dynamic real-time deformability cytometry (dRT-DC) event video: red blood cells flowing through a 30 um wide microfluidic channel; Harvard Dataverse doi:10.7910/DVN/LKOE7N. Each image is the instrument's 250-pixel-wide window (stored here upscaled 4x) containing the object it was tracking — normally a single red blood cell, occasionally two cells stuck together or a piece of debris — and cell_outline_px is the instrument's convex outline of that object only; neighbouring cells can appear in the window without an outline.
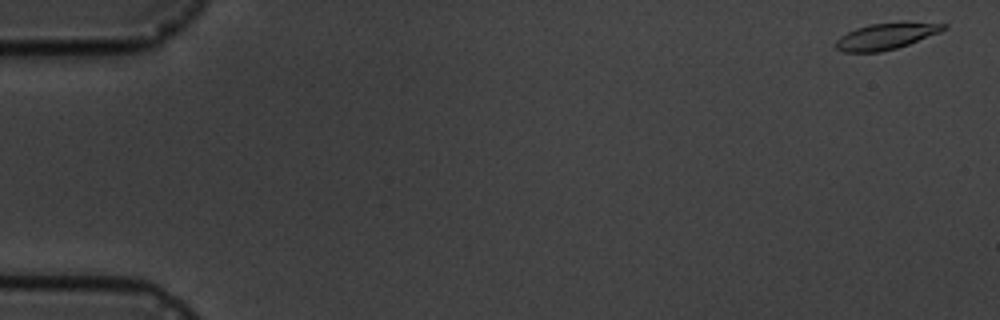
{"species": "common noctule bat (a hibernating species)", "species_latin": "Nyctalus noctula", "temperature_condition": "cold", "stored_images_in_passage": 5, "camera_frame_rate_fps": 3000, "um_per_image_px": 0.085, "animal": {"sex": "male", "body_mass_g": 19.5, "forearm_length_mm": 54.6}, "frame": {"image": 1, "passage_image": 1, "time_ms": 0.0, "image_size_px": [1000, 320], "cell_outline_px": [[948, 28], [940, 32], [908, 44], [896, 48], [880, 52], [844, 52], [836, 48], [836, 40], [840, 36], [856, 28], [872, 24], [948, 24]], "centroid_in_image_um": [75.25, 3.12], "position_along_channel_um": 9.8, "area_um2": 15.72}}
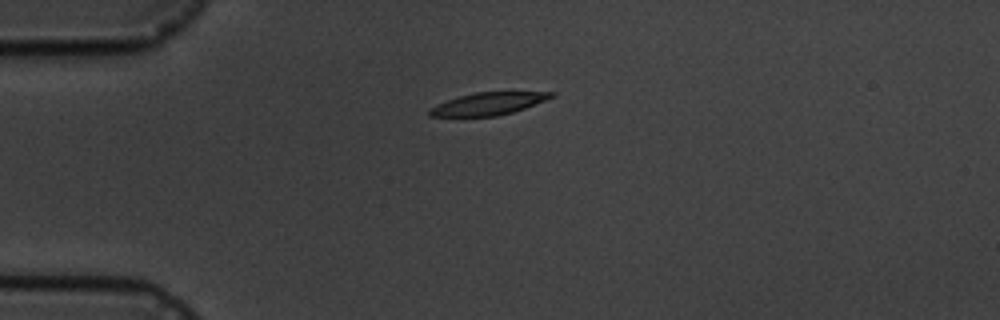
{"frame": {"image": 2, "passage_image": 4, "time_ms": 4.333, "image_size_px": [1000, 320], "cell_outline_px": [[556, 96], [524, 108], [512, 112], [496, 116], [428, 116], [428, 112], [436, 104], [460, 96], [476, 92], [556, 92]], "centroid_in_image_um": [41.53, 8.81], "position_along_channel_um": 43.5, "area_um2": 15.66}}